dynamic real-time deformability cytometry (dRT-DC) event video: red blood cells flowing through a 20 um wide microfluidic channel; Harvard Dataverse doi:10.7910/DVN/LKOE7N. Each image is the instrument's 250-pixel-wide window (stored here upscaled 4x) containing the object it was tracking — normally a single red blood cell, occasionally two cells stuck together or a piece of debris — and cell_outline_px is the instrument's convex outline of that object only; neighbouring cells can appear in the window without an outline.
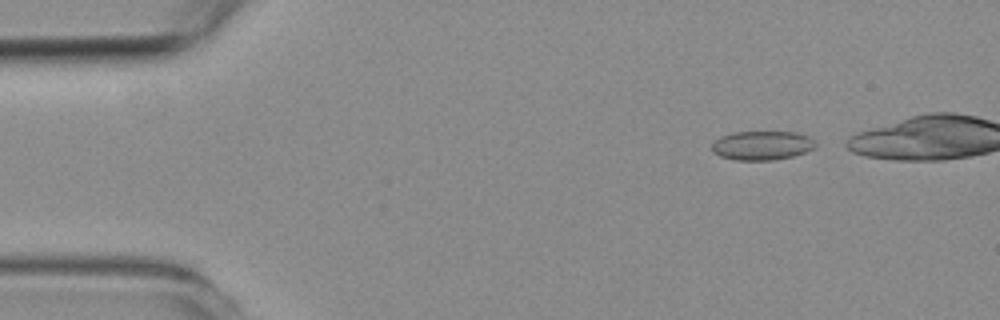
{"species": "common noctule bat (a hibernating species)", "species_latin": "Nyctalus noctula", "temperature_condition": "room temperature", "stored_images_in_passage": 40, "camera_frame_rate_fps": 3000, "um_per_image_px": 0.085, "animal": {"sex": "female", "body_mass_g": 19.3, "forearm_length_mm": 54.1}, "frame": {"image": 1, "passage_image": 3, "time_ms": 0.667, "image_size_px": [1000, 320], "cell_outline_px": [[816, 148], [792, 156], [772, 160], [736, 160], [720, 156], [712, 152], [712, 144], [720, 136], [732, 132], [796, 132], [808, 136], [816, 144]], "centroid_in_image_um": [64.75, 12.36], "position_along_channel_um": 20.2, "area_um2": 17.51}}
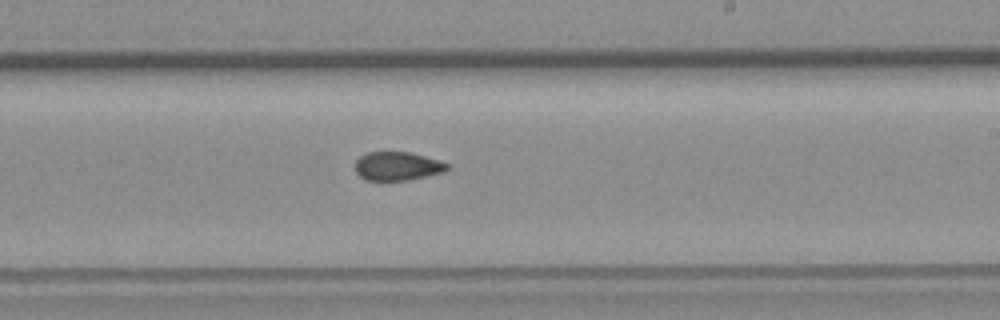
{"frame": {"image": 2, "passage_image": 28, "time_ms": 9.0, "image_size_px": [1000, 320], "cell_outline_px": [[448, 168], [444, 172], [408, 180], [364, 180], [356, 172], [356, 160], [360, 156], [368, 152], [408, 152], [440, 160], [448, 164]], "centroid_in_image_um": [33.77, 14.12], "position_along_channel_um": 255.2, "area_um2": 15.26}}
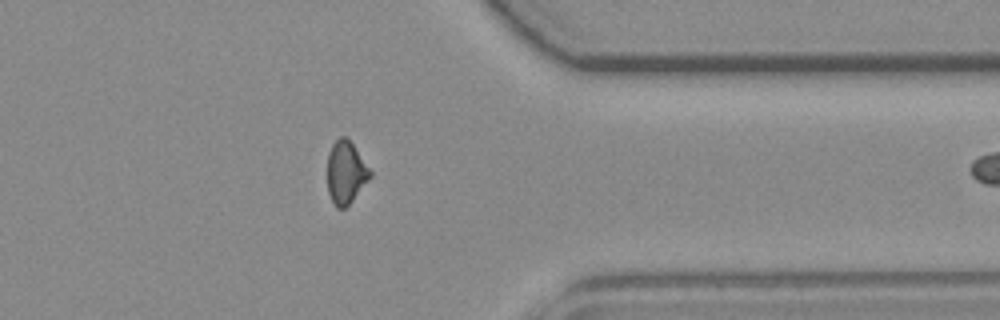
{"frame": {"image": 3, "passage_image": 39, "time_ms": 12.667, "image_size_px": [1000, 320], "cell_outline_px": [[372, 176], [352, 200], [344, 208], [336, 208], [328, 192], [328, 152], [332, 144], [340, 136], [344, 136], [352, 144], [372, 172]], "centroid_in_image_um": [29.39, 14.66], "position_along_channel_um": 382.0, "area_um2": 15.32}}